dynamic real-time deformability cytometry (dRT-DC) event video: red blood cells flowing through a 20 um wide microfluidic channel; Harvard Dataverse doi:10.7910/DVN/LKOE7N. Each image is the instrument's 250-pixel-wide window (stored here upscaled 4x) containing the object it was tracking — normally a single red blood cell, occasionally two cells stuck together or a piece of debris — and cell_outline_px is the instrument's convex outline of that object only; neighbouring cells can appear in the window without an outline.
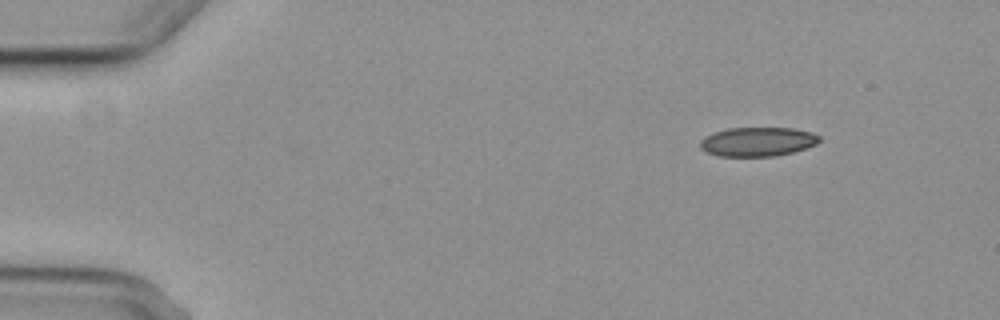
{"species": "common noctule bat (a hibernating species)", "species_latin": "Nyctalus noctula", "temperature_condition": "cold", "stored_images_in_passage": 6, "camera_frame_rate_fps": 3000, "um_per_image_px": 0.085, "animal": {"sex": "female", "body_mass_g": 29.2, "forearm_length_mm": 56.3}, "frame": {"image": 1, "passage_image": 1, "time_ms": 0.0, "image_size_px": [1000, 320], "cell_outline_px": [[820, 140], [816, 144], [792, 152], [776, 156], [720, 156], [708, 152], [700, 148], [700, 140], [712, 132], [728, 128], [792, 128], [812, 132], [820, 136]], "centroid_in_image_um": [64.39, 12.04], "position_along_channel_um": 20.6, "area_um2": 20.17}}
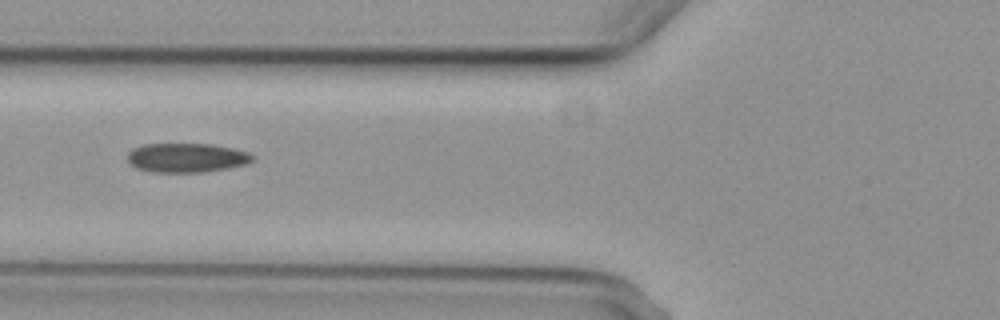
{"frame": {"image": 2, "passage_image": 5, "time_ms": 5.0, "image_size_px": [1000, 320], "cell_outline_px": [[256, 156], [248, 164], [228, 168], [204, 172], [152, 172], [136, 168], [128, 164], [128, 152], [132, 148], [144, 144], [212, 144], [232, 148], [248, 152]], "centroid_in_image_um": [15.85, 13.41], "position_along_channel_um": 109.9, "area_um2": 21.5}}
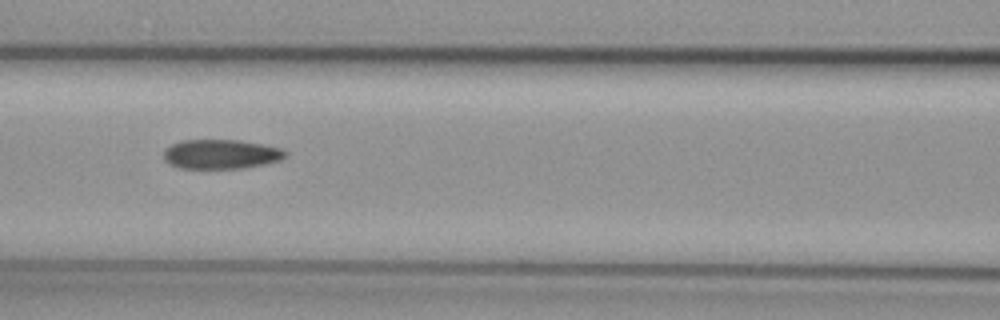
{"frame": {"image": 3, "passage_image": 6, "time_ms": 6.0, "image_size_px": [1000, 320], "cell_outline_px": [[288, 156], [280, 160], [264, 164], [244, 168], [180, 168], [164, 160], [164, 152], [172, 144], [180, 140], [240, 140], [280, 148], [288, 152]], "centroid_in_image_um": [18.81, 13.1], "position_along_channel_um": 147.8, "area_um2": 20.75}}